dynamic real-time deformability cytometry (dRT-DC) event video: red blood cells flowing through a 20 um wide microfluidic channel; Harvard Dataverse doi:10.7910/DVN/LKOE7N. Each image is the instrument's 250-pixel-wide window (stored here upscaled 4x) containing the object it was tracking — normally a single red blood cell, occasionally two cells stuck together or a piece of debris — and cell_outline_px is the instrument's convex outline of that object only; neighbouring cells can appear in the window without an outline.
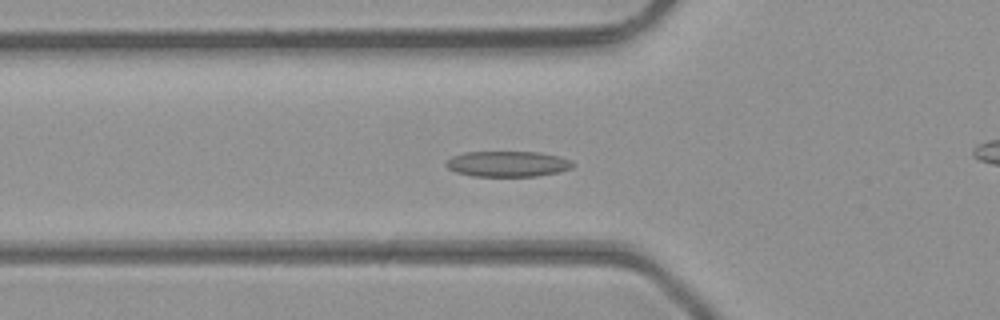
{"species": "common noctule bat (a hibernating species)", "species_latin": "Nyctalus noctula", "temperature_condition": "room temperature", "stored_images_in_passage": 49, "camera_frame_rate_fps": 3000, "um_per_image_px": 0.085, "animal": {"sex": "male", "body_mass_g": 23.1, "forearm_length_mm": 52.7}, "frame": {"image": 1, "passage_image": 17, "time_ms": 5.333, "image_size_px": [1000, 320], "cell_outline_px": [[572, 168], [560, 172], [536, 176], [472, 176], [456, 172], [448, 168], [444, 164], [452, 156], [464, 152], [540, 152], [560, 156], [572, 160]], "centroid_in_image_um": [43.16, 13.93], "position_along_channel_um": 82.6, "area_um2": 19.02}}
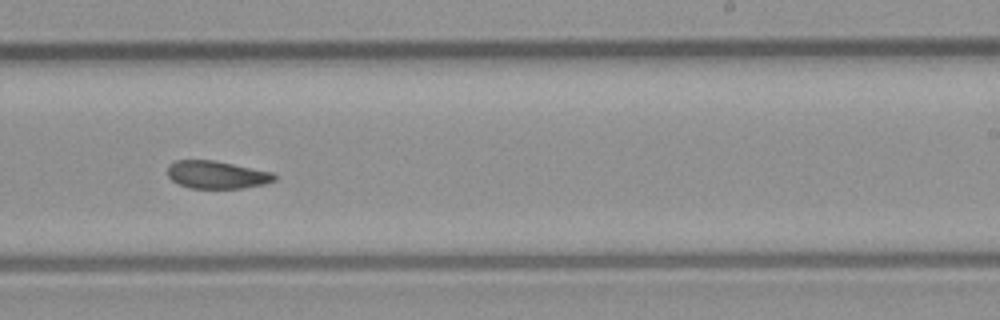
{"frame": {"image": 2, "passage_image": 30, "time_ms": 9.667, "image_size_px": [1000, 320], "cell_outline_px": [[276, 180], [264, 184], [244, 188], [188, 188], [172, 180], [168, 176], [168, 164], [176, 160], [216, 160], [272, 172], [276, 176]], "centroid_in_image_um": [18.42, 14.85], "position_along_channel_um": 270.6, "area_um2": 17.34}}
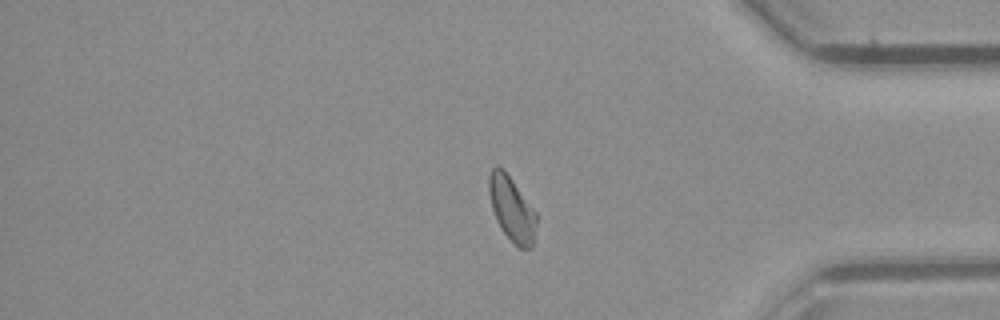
{"frame": {"image": 3, "passage_image": 40, "time_ms": 13.0, "image_size_px": [1000, 320], "cell_outline_px": [[536, 224], [532, 248], [520, 248], [504, 232], [496, 220], [492, 208], [488, 192], [488, 176], [492, 168], [496, 164], [504, 168], [536, 212]], "centroid_in_image_um": [43.48, 17.69], "position_along_channel_um": 391.7, "area_um2": 17.8}, "authors_computed_cell_mechanics": {"area_um2": 18.4382, "velocity_mm_per_s": 4.3156, "shape_relaxation_time_tau1_ms": 6.9056, "shape_relaxation_time_tau2_ms": 2.5362, "deformation_change_tau1": 0.1532, "deformation_change_tau2": 0.0846}}